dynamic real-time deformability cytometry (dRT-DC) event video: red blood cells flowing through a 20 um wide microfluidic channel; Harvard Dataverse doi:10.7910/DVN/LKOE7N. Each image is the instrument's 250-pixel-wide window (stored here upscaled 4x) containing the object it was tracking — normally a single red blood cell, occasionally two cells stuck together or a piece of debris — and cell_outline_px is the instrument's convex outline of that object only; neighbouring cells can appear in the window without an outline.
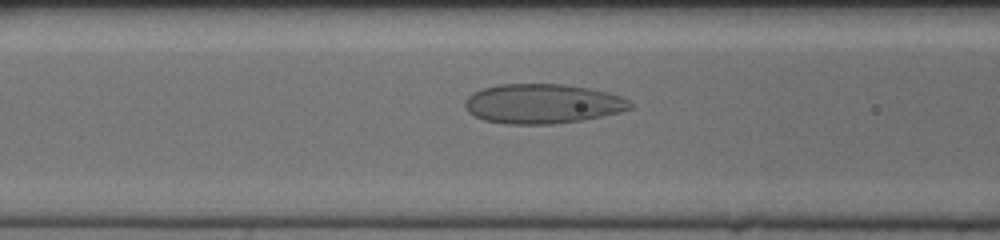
{"species": "human", "species_latin": "Homo sapiens", "temperature_condition": "cold", "stored_images_in_passage": 39, "camera_frame_rate_fps": 3000, "um_per_image_px": 0.085, "donor": {"sex": "female"}, "frame": {"image": 1, "passage_image": 7, "time_ms": 2.0, "image_size_px": [1000, 240], "cell_outline_px": [[632, 108], [620, 112], [580, 120], [552, 124], [508, 124], [484, 120], [468, 112], [464, 104], [468, 96], [472, 92], [484, 88], [500, 84], [564, 84], [592, 88], [608, 92], [620, 96], [628, 100], [632, 104]], "centroid_in_image_um": [46.11, 8.81], "position_along_channel_um": 120.5, "area_um2": 38.09}}
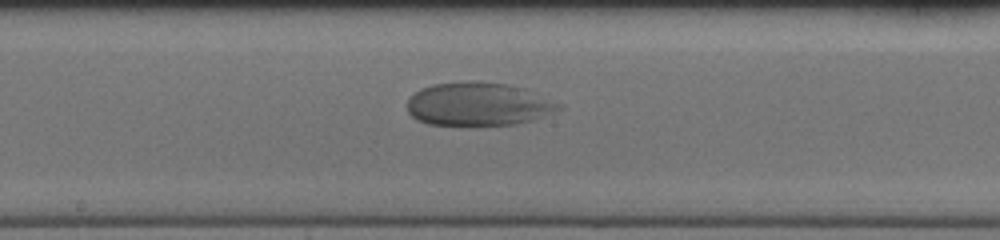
{"frame": {"image": 2, "passage_image": 14, "time_ms": 4.333, "image_size_px": [1000, 240], "cell_outline_px": [[564, 108], [532, 120], [516, 124], [472, 128], [428, 124], [416, 120], [408, 112], [408, 100], [420, 88], [432, 84], [464, 80], [480, 80], [508, 84], [524, 88]], "centroid_in_image_um": [40.57, 8.88], "position_along_channel_um": 207.6, "area_um2": 39.19}}
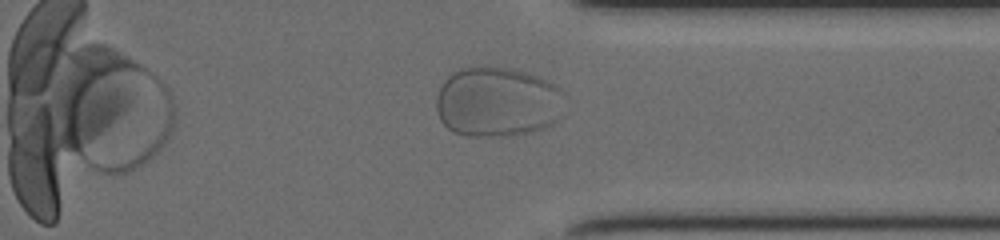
{"frame": {"image": 3, "passage_image": 27, "time_ms": 8.667, "image_size_px": [1000, 240], "cell_outline_px": [[560, 116], [552, 124], [544, 128], [528, 132], [508, 136], [468, 136], [452, 132], [440, 120], [436, 108], [436, 96], [444, 80], [452, 72], [460, 68], [512, 68], [536, 76], [552, 84], [556, 88]], "centroid_in_image_um": [42.16, 8.7], "position_along_channel_um": 369.2, "area_um2": 51.38}}